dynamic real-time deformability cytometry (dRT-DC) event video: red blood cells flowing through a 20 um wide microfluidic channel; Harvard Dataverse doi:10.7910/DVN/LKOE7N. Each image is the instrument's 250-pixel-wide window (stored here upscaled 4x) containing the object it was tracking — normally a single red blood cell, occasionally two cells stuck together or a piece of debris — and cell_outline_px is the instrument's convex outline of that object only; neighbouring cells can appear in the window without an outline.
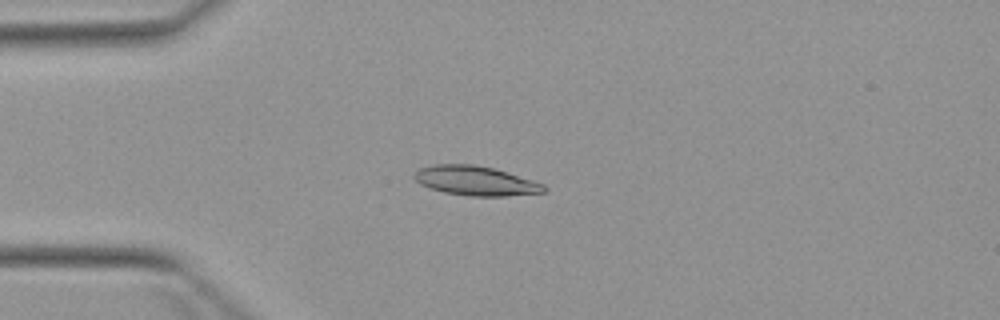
{"species": "Egyptian fruit bat (a non-hibernating species)", "species_latin": "Rousettus aegyptiacus", "temperature_condition": "warm", "stored_images_in_passage": 4, "camera_frame_rate_fps": 3000, "um_per_image_px": 0.085, "animal": {"sex": "female"}, "frame": {"image": 1, "passage_image": 4, "time_ms": 3.333, "image_size_px": [1000, 320], "cell_outline_px": [[548, 188], [544, 192], [508, 196], [468, 196], [444, 192], [428, 188], [420, 184], [412, 176], [420, 168], [432, 164], [472, 164], [492, 168], [532, 180], [544, 184]], "centroid_in_image_um": [40.4, 15.37], "position_along_channel_um": 44.6, "area_um2": 22.2}}